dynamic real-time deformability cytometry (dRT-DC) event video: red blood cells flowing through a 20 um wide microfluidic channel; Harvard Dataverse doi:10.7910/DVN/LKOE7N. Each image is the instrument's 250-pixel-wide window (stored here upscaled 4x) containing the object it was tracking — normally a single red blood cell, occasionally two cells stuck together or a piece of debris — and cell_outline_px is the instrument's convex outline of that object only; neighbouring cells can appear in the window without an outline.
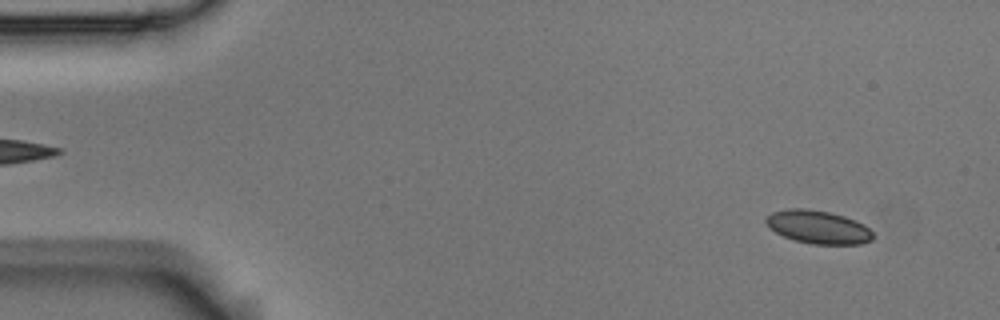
{"species": "Egyptian fruit bat (a non-hibernating species)", "species_latin": "Rousettus aegyptiacus", "temperature_condition": "room temperature", "stored_images_in_passage": 15, "camera_frame_rate_fps": 3000, "um_per_image_px": 0.085, "animal": {"sex": "male"}, "frame": {"image": 1, "passage_image": 1, "time_ms": 0.0, "image_size_px": [1000, 320], "cell_outline_px": [[872, 240], [860, 244], [812, 244], [792, 240], [768, 228], [764, 220], [772, 212], [788, 208], [804, 208], [828, 212], [844, 216], [856, 220], [864, 224], [872, 232]], "centroid_in_image_um": [69.51, 19.3], "position_along_channel_um": 15.5, "area_um2": 20.75}}
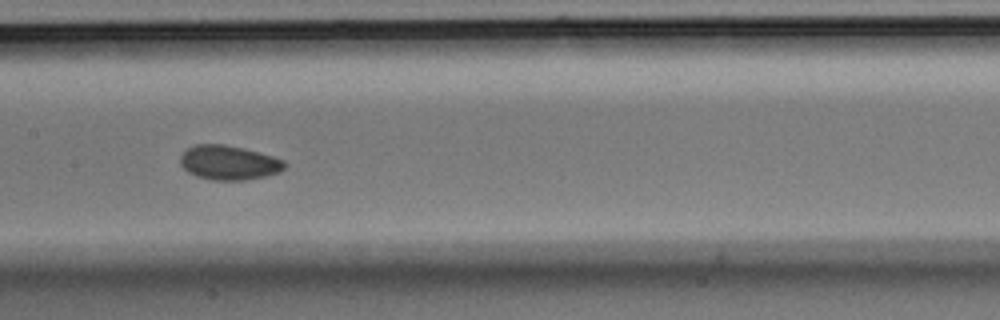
{"frame": {"image": 2, "passage_image": 7, "time_ms": 2.0, "image_size_px": [1000, 320], "cell_outline_px": [[288, 164], [280, 172], [264, 176], [244, 180], [212, 180], [196, 176], [188, 172], [180, 164], [180, 156], [188, 148], [196, 144], [224, 144], [244, 148], [272, 156], [284, 160]], "centroid_in_image_um": [19.45, 13.82], "position_along_channel_um": 187.9, "area_um2": 20.92}}
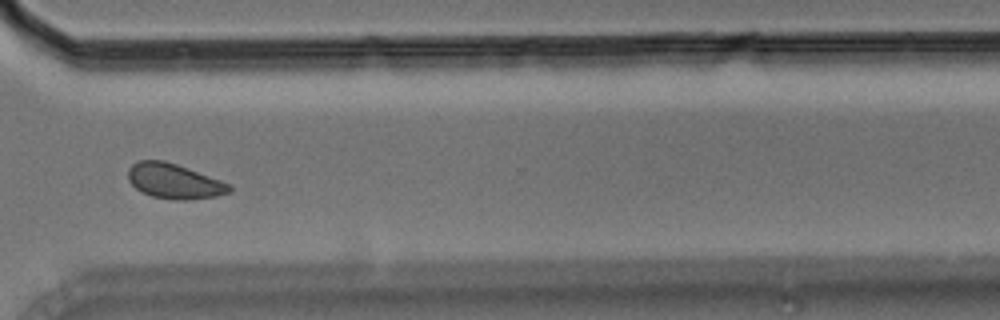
{"frame": {"image": 3, "passage_image": 11, "time_ms": 3.333, "image_size_px": [1000, 320], "cell_outline_px": [[232, 192], [216, 196], [192, 200], [172, 200], [152, 196], [140, 192], [128, 180], [128, 168], [132, 164], [140, 160], [164, 160], [176, 164], [232, 184]], "centroid_in_image_um": [14.82, 15.41], "position_along_channel_um": 355.8, "area_um2": 20.87}}